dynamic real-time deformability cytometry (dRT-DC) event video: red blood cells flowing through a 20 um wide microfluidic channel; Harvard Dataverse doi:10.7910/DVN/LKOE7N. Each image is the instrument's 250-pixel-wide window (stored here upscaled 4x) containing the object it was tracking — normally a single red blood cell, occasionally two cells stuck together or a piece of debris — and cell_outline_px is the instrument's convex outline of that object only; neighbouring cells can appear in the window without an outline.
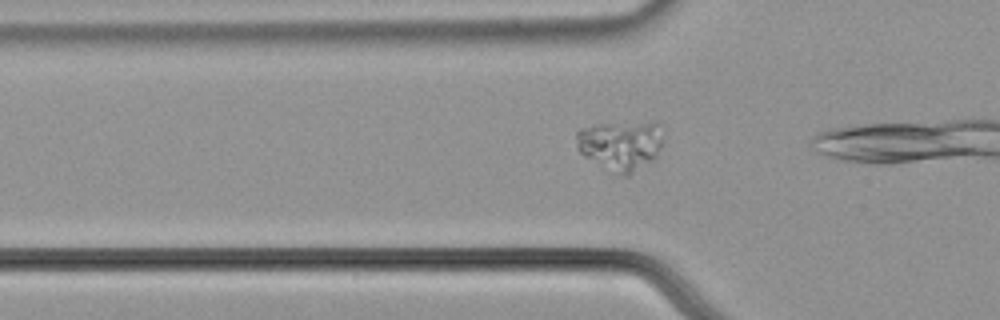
{"species": "common noctule bat (a hibernating species)", "species_latin": "Nyctalus noctula", "temperature_condition": "cold", "stored_images_in_passage": 19, "camera_frame_rate_fps": 3000, "um_per_image_px": 0.085, "animal": {"sex": "male", "body_mass_g": 21.5, "forearm_length_mm": 52.0}, "frame": {"image": 1, "passage_image": 14, "time_ms": 4.333, "image_size_px": [1000, 320], "cell_outline_px": [[660, 148], [656, 156], [652, 160], [628, 176], [624, 176], [584, 156], [580, 152], [576, 144], [576, 132], [580, 128], [596, 124], [652, 120], [660, 124]], "centroid_in_image_um": [52.75, 12.28], "position_along_channel_um": 73.1, "area_um2": 25.14}}